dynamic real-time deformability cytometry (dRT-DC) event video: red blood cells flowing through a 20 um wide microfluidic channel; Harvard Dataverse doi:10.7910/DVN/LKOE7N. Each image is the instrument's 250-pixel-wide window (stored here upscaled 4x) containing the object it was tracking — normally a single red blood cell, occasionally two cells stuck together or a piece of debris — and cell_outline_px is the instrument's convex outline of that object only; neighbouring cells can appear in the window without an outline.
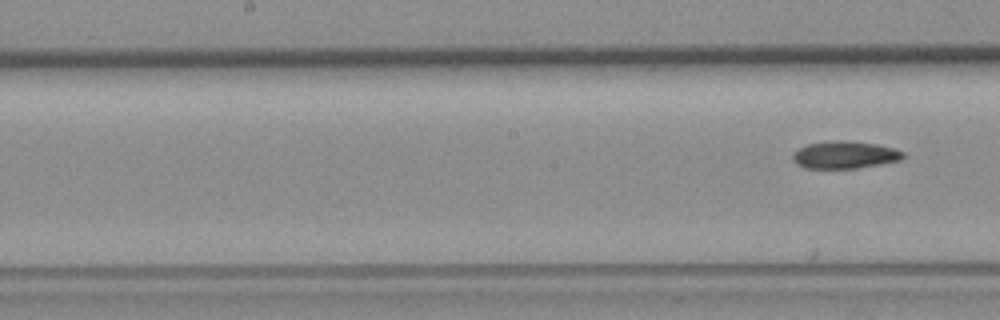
{"species": "common noctule bat (a hibernating species)", "species_latin": "Nyctalus noctula", "temperature_condition": "room temperature", "stored_images_in_passage": 5, "segment_of_instrument_passage": [2, 2], "camera_frame_rate_fps": 3000, "um_per_image_px": 0.085, "animal": {"sex": "female", "body_mass_g": 19.3, "forearm_length_mm": 54.1}, "frame": {"image": 1, "passage_image": 5, "time_ms": 5.333, "image_size_px": [1000, 320], "cell_outline_px": [[904, 156], [900, 160], [880, 164], [856, 168], [804, 168], [796, 164], [792, 156], [800, 148], [808, 144], [876, 144], [892, 148], [904, 152]], "centroid_in_image_um": [71.82, 13.24], "position_along_channel_um": 176.4, "area_um2": 16.24}}